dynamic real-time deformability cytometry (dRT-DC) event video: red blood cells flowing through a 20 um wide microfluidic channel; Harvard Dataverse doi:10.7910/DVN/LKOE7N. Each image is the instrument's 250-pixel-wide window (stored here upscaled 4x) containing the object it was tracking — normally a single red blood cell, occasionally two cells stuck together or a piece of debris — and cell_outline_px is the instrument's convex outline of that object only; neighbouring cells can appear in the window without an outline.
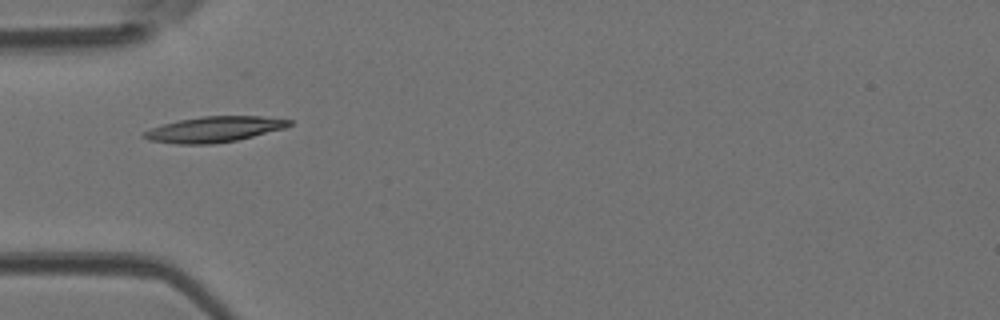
{"species": "Egyptian fruit bat (a non-hibernating species)", "species_latin": "Rousettus aegyptiacus", "temperature_condition": "room temperature", "stored_images_in_passage": 5, "camera_frame_rate_fps": 3000, "um_per_image_px": 0.085, "animal": {"sex": "female"}, "frame": {"image": 1, "passage_image": 1, "time_ms": 0.0, "image_size_px": [1000, 320], "cell_outline_px": [[292, 124], [284, 128], [236, 140], [212, 144], [176, 144], [148, 140], [140, 136], [144, 132], [152, 128], [164, 124], [180, 120], [204, 116], [260, 116], [292, 120]], "centroid_in_image_um": [18.18, 11.0], "position_along_channel_um": 66.8, "area_um2": 21.44}}
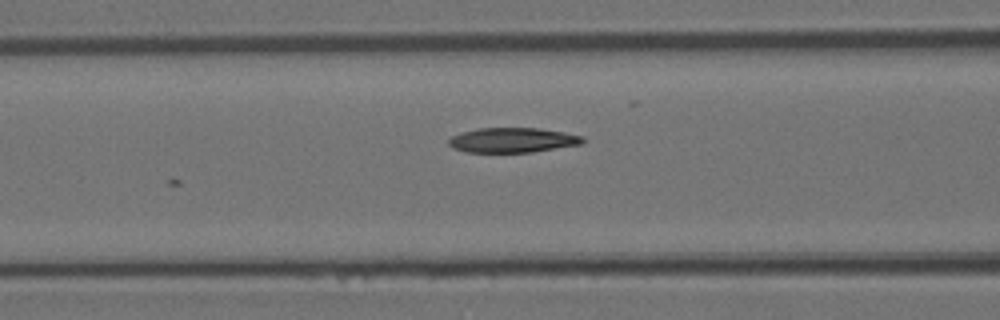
{"frame": {"image": 2, "passage_image": 5, "time_ms": 1.333, "image_size_px": [1000, 320], "cell_outline_px": [[584, 144], [532, 152], [464, 152], [452, 148], [448, 144], [448, 140], [452, 136], [460, 132], [480, 128], [536, 128], [564, 132], [584, 136]], "centroid_in_image_um": [43.57, 11.91], "position_along_channel_um": 123.0, "area_um2": 19.54}}